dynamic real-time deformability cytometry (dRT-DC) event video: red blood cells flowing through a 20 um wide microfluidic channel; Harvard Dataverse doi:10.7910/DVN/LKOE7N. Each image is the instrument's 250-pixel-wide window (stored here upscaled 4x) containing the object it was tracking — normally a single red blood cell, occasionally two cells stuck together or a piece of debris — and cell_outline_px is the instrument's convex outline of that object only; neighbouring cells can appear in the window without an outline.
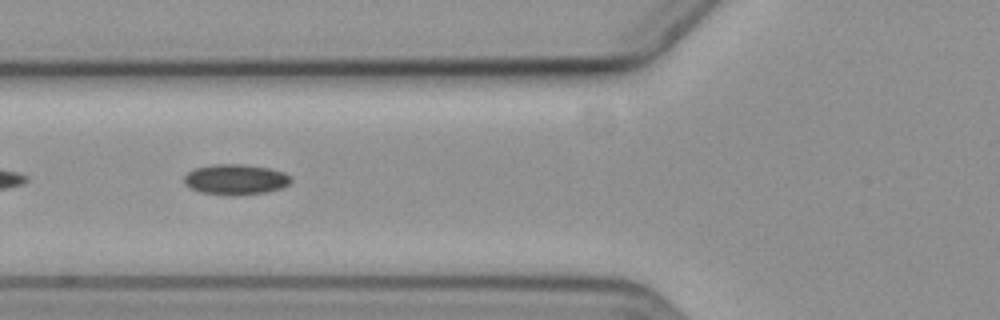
{"species": "common noctule bat (a hibernating species)", "species_latin": "Nyctalus noctula", "temperature_condition": "cold", "stored_images_in_passage": 4, "camera_frame_rate_fps": 3000, "um_per_image_px": 0.085, "animal": {"sex": "female", "body_mass_g": 19.3, "forearm_length_mm": 54.1}, "frame": {"image": 1, "passage_image": 4, "time_ms": 3.667, "image_size_px": [1000, 320], "cell_outline_px": [[292, 180], [284, 188], [264, 192], [232, 196], [228, 196], [200, 192], [184, 184], [184, 176], [188, 172], [196, 168], [212, 164], [244, 164], [268, 168], [284, 172], [292, 176]], "centroid_in_image_um": [20.04, 15.26], "position_along_channel_um": 105.8, "area_um2": 19.13}}